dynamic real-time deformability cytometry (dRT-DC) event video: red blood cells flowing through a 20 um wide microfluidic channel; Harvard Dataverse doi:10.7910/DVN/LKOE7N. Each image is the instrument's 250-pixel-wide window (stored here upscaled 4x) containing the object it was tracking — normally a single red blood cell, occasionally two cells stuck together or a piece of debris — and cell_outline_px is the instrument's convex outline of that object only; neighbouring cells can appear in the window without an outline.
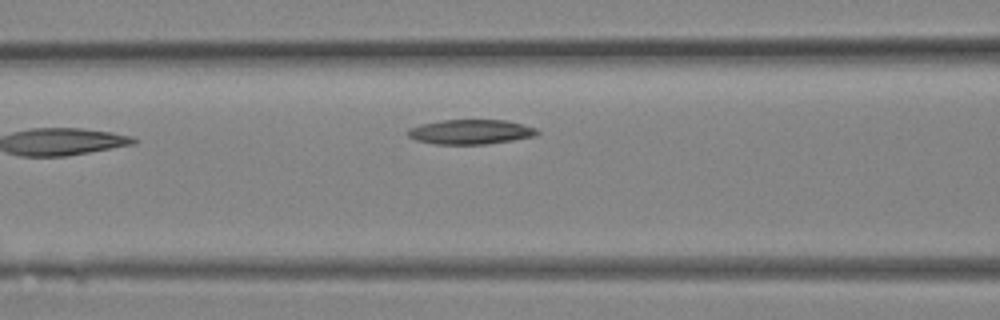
{"species": "Egyptian fruit bat (a non-hibernating species)", "species_latin": "Rousettus aegyptiacus", "temperature_condition": "room temperature", "stored_images_in_passage": 9, "camera_frame_rate_fps": 3000, "um_per_image_px": 0.085, "animal": {"sex": "female"}, "frame": {"image": 1, "passage_image": 9, "time_ms": 2.667, "image_size_px": [1000, 320], "cell_outline_px": [[540, 132], [536, 136], [512, 140], [484, 144], [436, 144], [416, 140], [408, 136], [408, 128], [420, 124], [440, 120], [504, 120], [536, 128]], "centroid_in_image_um": [39.98, 11.2], "position_along_channel_um": 126.6, "area_um2": 18.5}}